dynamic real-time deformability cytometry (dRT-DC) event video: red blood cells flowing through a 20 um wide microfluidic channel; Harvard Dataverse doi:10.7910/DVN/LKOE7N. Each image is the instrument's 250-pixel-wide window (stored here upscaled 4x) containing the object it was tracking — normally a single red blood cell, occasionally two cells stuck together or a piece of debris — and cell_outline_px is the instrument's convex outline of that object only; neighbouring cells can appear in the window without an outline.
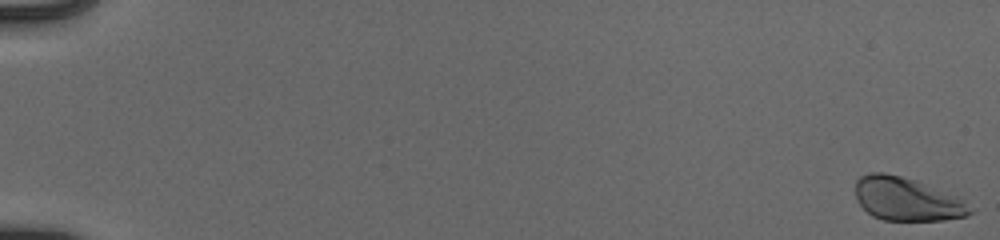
{"species": "human", "species_latin": "Homo sapiens", "temperature_condition": "cold", "stored_images_in_passage": 55, "camera_frame_rate_fps": 3000, "um_per_image_px": 0.085, "donor": {"sex": "male"}, "frame": {"image": 1, "passage_image": 1, "time_ms": 0.0, "image_size_px": [1000, 240], "cell_outline_px": [[972, 212], [968, 216], [944, 220], [884, 220], [872, 216], [856, 200], [856, 180], [860, 176], [872, 172], [884, 172], [916, 180], [956, 196], [964, 200]], "centroid_in_image_um": [77.06, 16.92], "position_along_channel_um": 7.9, "area_um2": 28.78}}
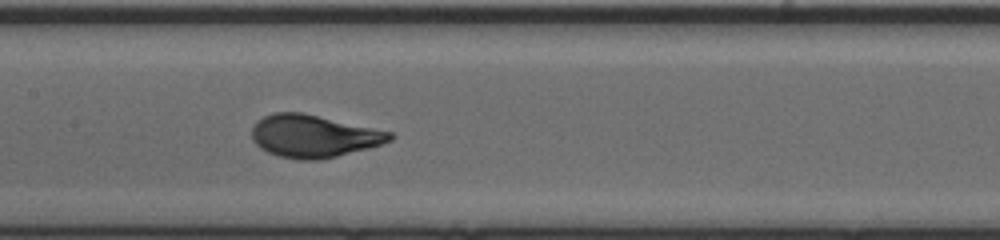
{"frame": {"image": 2, "passage_image": 30, "time_ms": 9.667, "image_size_px": [1000, 240], "cell_outline_px": [[396, 136], [392, 140], [368, 148], [320, 160], [300, 160], [280, 156], [268, 152], [260, 148], [252, 140], [252, 128], [256, 120], [272, 112], [304, 112], [392, 132]], "centroid_in_image_um": [26.64, 11.55], "position_along_channel_um": 180.8, "area_um2": 34.33}}
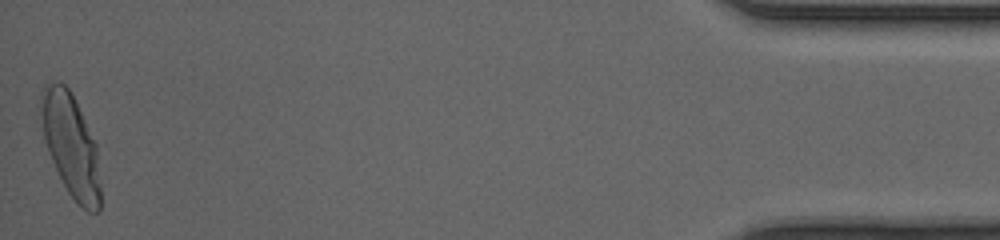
{"frame": {"image": 3, "passage_image": 55, "time_ms": 18.0, "image_size_px": [1000, 240], "cell_outline_px": [[100, 212], [88, 212], [80, 208], [68, 192], [52, 160], [44, 140], [40, 112], [40, 92], [44, 84], [56, 80], [60, 80], [68, 88], [96, 144], [100, 184]], "centroid_in_image_um": [6.0, 12.35], "position_along_channel_um": 429.2, "area_um2": 35.49}, "authors_computed_cell_mechanics": {"area_um2": 33.235, "velocity_mm_per_s": 3.9367, "shape_relaxation_time_tau1_ms": 2.6351, "shape_relaxation_time_tau2_ms": null, "deformation_change_tau1": 0.1562, "deformation_change_tau2": null}}